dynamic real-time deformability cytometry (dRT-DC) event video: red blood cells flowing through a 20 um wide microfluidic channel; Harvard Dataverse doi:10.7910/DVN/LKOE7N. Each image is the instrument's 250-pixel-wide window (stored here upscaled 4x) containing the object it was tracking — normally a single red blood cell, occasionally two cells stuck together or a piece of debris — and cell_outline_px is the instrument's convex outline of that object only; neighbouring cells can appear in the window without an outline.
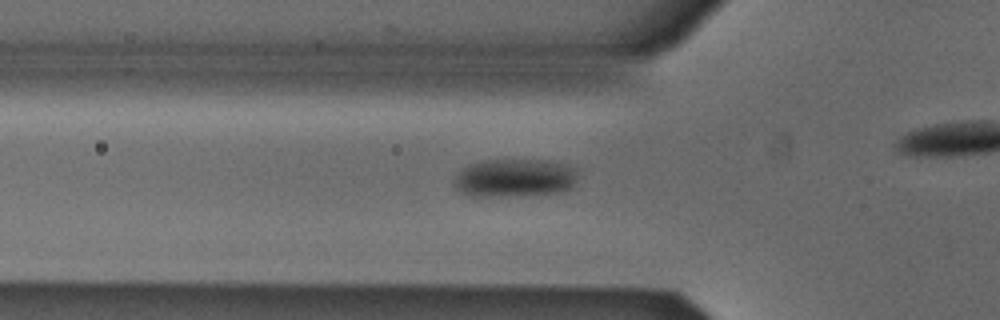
{"species": "Egyptian fruit bat (a non-hibernating species)", "species_latin": "Rousettus aegyptiacus", "temperature_condition": "cold", "stored_images_in_passage": 38, "camera_frame_rate_fps": 3000, "um_per_image_px": 0.085, "animal": {"sex": "male"}, "frame": {"image": 1, "passage_image": 14, "time_ms": 4.333, "image_size_px": [1000, 320], "cell_outline_px": [[576, 180], [572, 188], [560, 192], [500, 196], [472, 196], [460, 192], [452, 184], [456, 176], [468, 164], [484, 160], [552, 160], [568, 164], [576, 168]], "centroid_in_image_um": [43.76, 15.11], "position_along_channel_um": 82.0, "area_um2": 27.63}}
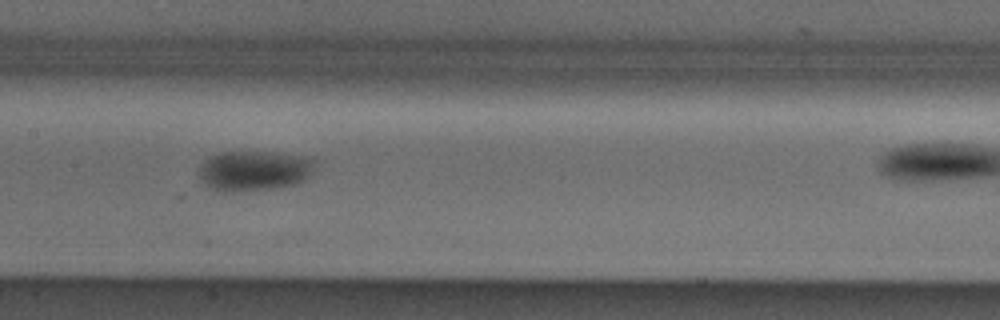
{"frame": {"image": 2, "passage_image": 22, "time_ms": 7.0, "image_size_px": [1000, 320], "cell_outline_px": [[316, 160], [312, 168], [304, 180], [296, 184], [280, 188], [232, 192], [220, 192], [204, 184], [200, 180], [200, 164], [204, 160], [220, 152], [264, 152], [312, 156]], "centroid_in_image_um": [21.6, 14.52], "position_along_channel_um": 185.8, "area_um2": 27.34}}
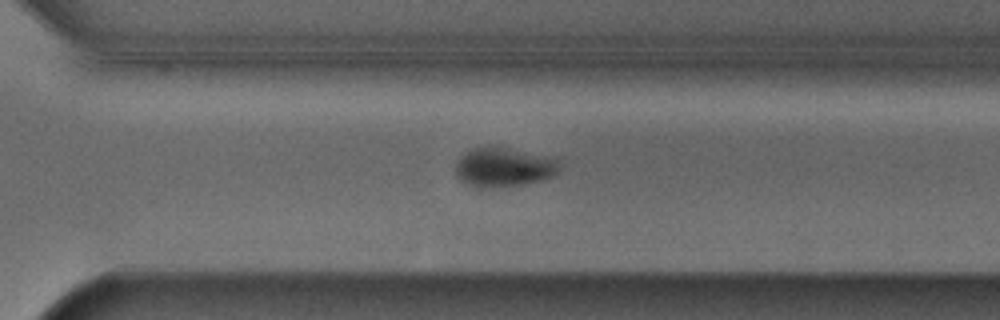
{"frame": {"image": 3, "passage_image": 33, "time_ms": 10.667, "image_size_px": [1000, 320], "cell_outline_px": [[560, 168], [556, 176], [544, 180], [524, 184], [484, 188], [480, 188], [460, 180], [456, 172], [456, 164], [460, 156], [472, 148], [488, 144], [508, 148], [560, 160]], "centroid_in_image_um": [42.83, 14.2], "position_along_channel_um": 327.8, "area_um2": 23.93}}